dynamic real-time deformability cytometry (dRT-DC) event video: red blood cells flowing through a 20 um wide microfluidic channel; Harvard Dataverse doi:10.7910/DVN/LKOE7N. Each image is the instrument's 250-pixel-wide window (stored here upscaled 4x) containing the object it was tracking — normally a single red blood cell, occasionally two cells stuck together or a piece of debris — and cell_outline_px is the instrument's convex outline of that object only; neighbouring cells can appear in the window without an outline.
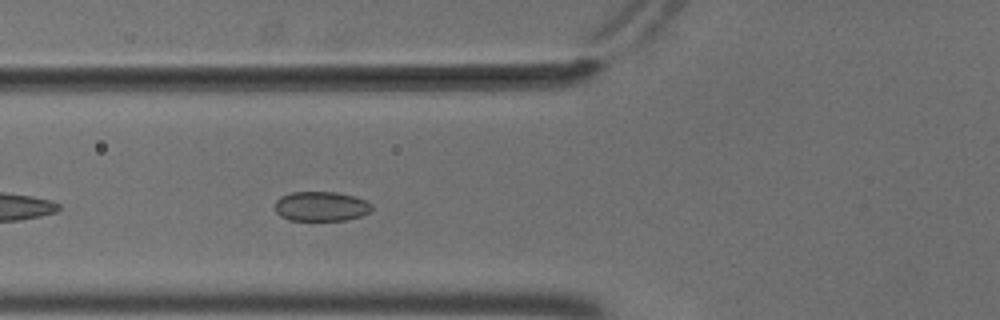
{"species": "common noctule bat (a hibernating species)", "species_latin": "Nyctalus noctula", "temperature_condition": "cold", "stored_images_in_passage": 26, "camera_frame_rate_fps": 3000, "um_per_image_px": 0.085, "animal": {"sex": "male", "body_mass_g": 18.8}, "frame": {"image": 1, "passage_image": 6, "time_ms": 1.667, "image_size_px": [1000, 320], "cell_outline_px": [[372, 208], [368, 212], [360, 216], [344, 220], [288, 220], [280, 216], [276, 212], [276, 200], [280, 196], [292, 192], [336, 192], [356, 196], [368, 200], [372, 204]], "centroid_in_image_um": [27.3, 17.53], "position_along_channel_um": 98.5, "area_um2": 16.82}}
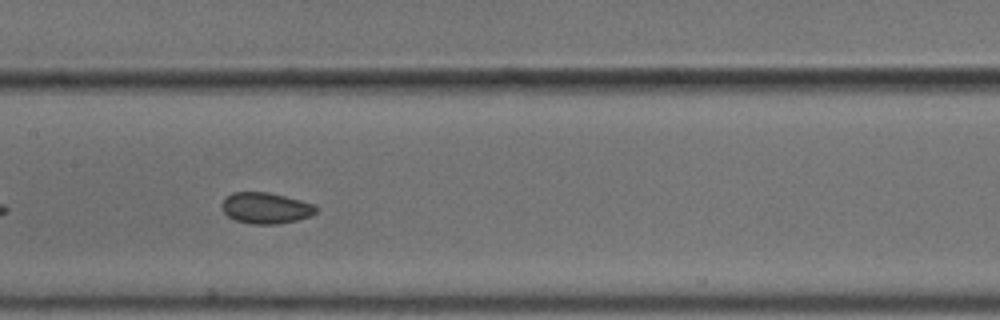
{"frame": {"image": 2, "passage_image": 13, "time_ms": 4.0, "image_size_px": [1000, 320], "cell_outline_px": [[316, 212], [312, 216], [296, 220], [276, 224], [252, 224], [236, 220], [228, 216], [220, 208], [220, 204], [232, 192], [268, 192], [300, 200], [312, 204], [316, 208]], "centroid_in_image_um": [22.56, 17.68], "position_along_channel_um": 184.8, "area_um2": 16.94}}
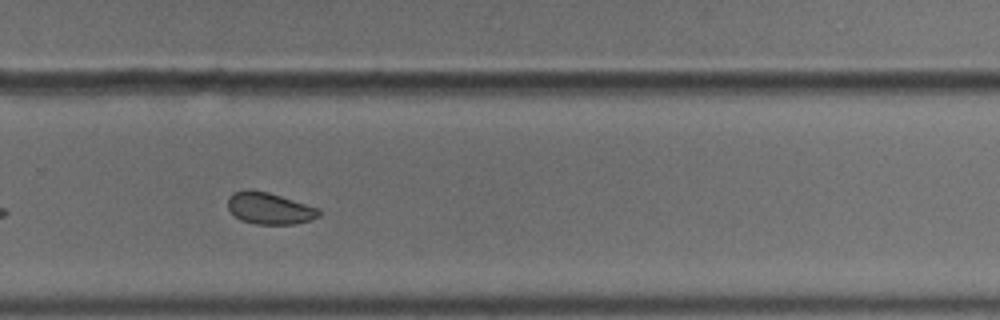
{"frame": {"image": 3, "passage_image": 23, "time_ms": 7.333, "image_size_px": [1000, 320], "cell_outline_px": [[320, 216], [296, 224], [256, 224], [240, 220], [228, 208], [228, 196], [236, 192], [248, 188], [268, 192], [316, 208], [320, 212]], "centroid_in_image_um": [22.85, 17.71], "position_along_channel_um": 306.9, "area_um2": 16.53}}